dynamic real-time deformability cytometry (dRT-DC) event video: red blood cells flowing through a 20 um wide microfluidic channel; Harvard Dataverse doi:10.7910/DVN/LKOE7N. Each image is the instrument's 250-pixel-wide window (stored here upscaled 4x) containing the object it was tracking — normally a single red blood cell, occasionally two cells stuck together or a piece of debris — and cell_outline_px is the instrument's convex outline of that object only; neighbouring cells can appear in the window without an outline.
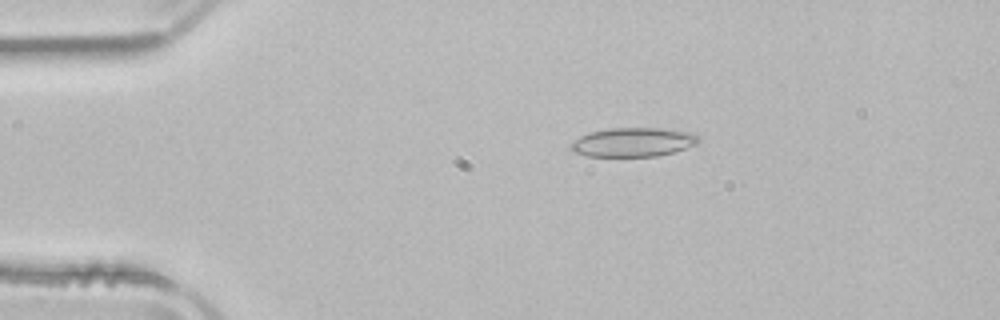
{"species": "common noctule bat (a hibernating species)", "species_latin": "Nyctalus noctula", "temperature_condition": "room temperature", "stored_images_in_passage": 43, "camera_frame_rate_fps": 3000, "um_per_image_px": 0.085, "animal": {"sex": "male", "body_mass_g": 21.5, "forearm_length_mm": 52.0}, "frame": {"image": 1, "passage_image": 2, "time_ms": 0.333, "image_size_px": [1000, 320], "cell_outline_px": [[700, 140], [696, 144], [672, 152], [656, 156], [588, 156], [572, 152], [568, 148], [580, 136], [588, 132], [608, 128], [660, 128], [692, 132]], "centroid_in_image_um": [53.77, 12.08], "position_along_channel_um": 31.2, "area_um2": 21.5}}
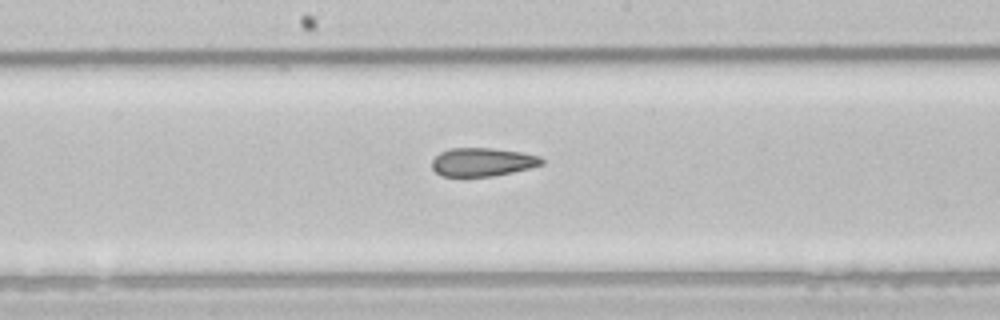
{"frame": {"image": 2, "passage_image": 19, "time_ms": 6.0, "image_size_px": [1000, 320], "cell_outline_px": [[544, 164], [512, 172], [492, 176], [440, 176], [432, 168], [432, 160], [440, 152], [448, 148], [492, 148], [520, 152], [540, 156], [544, 160]], "centroid_in_image_um": [40.99, 13.76], "position_along_channel_um": 207.2, "area_um2": 18.15}}
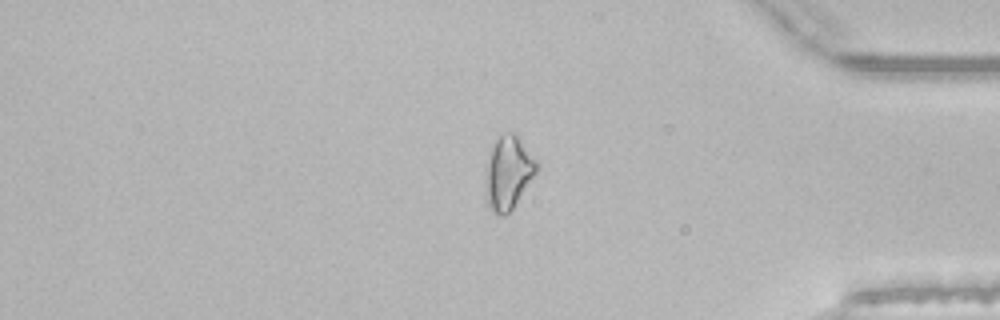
{"frame": {"image": 3, "passage_image": 35, "time_ms": 11.333, "image_size_px": [1000, 320], "cell_outline_px": [[540, 164], [536, 172], [512, 208], [504, 216], [496, 216], [488, 208], [484, 192], [484, 180], [488, 160], [492, 148], [496, 140], [500, 136], [508, 132], [512, 132], [520, 140]], "centroid_in_image_um": [43.16, 14.74], "position_along_channel_um": 392.0, "area_um2": 21.68}, "authors_computed_cell_mechanics": {"area_um2": 19.652, "velocity_mm_per_s": 3.9429, "shape_relaxation_time_tau1_ms": null, "shape_relaxation_time_tau2_ms": 2.8875, "deformation_change_tau1": null, "deformation_change_tau2": 0.1013}}